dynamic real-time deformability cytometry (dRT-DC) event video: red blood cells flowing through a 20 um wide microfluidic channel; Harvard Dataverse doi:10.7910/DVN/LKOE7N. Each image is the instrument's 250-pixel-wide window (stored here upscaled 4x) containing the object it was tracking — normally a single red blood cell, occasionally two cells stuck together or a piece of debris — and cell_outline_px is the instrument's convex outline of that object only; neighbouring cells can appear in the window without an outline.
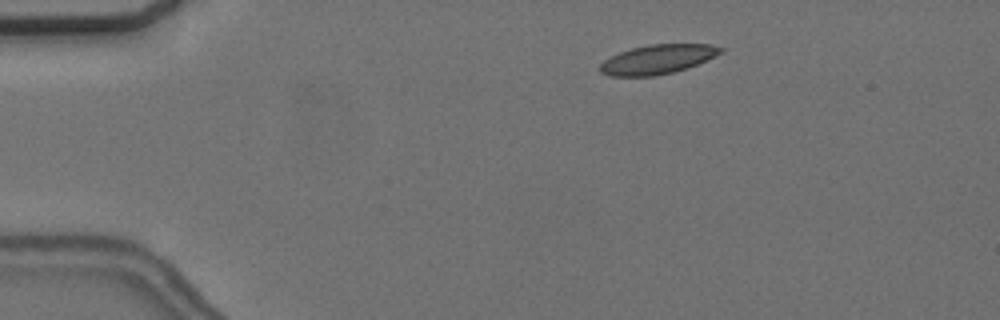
{"species": "common noctule bat (a hibernating species)", "species_latin": "Nyctalus noctula", "temperature_condition": "cold", "stored_images_in_passage": 53, "camera_frame_rate_fps": 3000, "um_per_image_px": 0.085, "animal": {"sex": "female", "body_mass_g": 24.6, "forearm_length_mm": 56.2}, "frame": {"image": 1, "passage_image": 7, "time_ms": 2.0, "image_size_px": [1000, 320], "cell_outline_px": [[724, 52], [696, 64], [672, 72], [652, 76], [608, 76], [600, 72], [596, 68], [604, 60], [620, 52], [632, 48], [648, 44], [712, 44], [724, 48]], "centroid_in_image_um": [55.86, 5.04], "position_along_channel_um": 29.1, "area_um2": 20.52}}
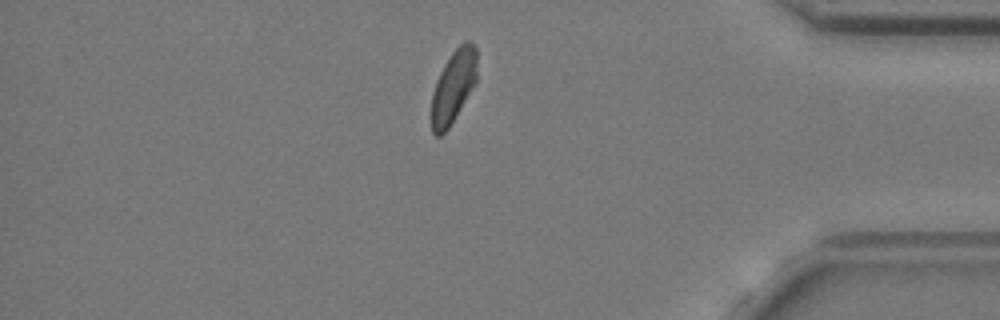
{"frame": {"image": 2, "passage_image": 45, "time_ms": 14.667, "image_size_px": [1000, 320], "cell_outline_px": [[476, 80], [448, 128], [440, 136], [436, 136], [432, 132], [432, 92], [436, 80], [444, 64], [452, 52], [464, 40], [468, 40], [476, 48]], "centroid_in_image_um": [38.51, 7.32], "position_along_channel_um": 396.7, "area_um2": 18.79}}
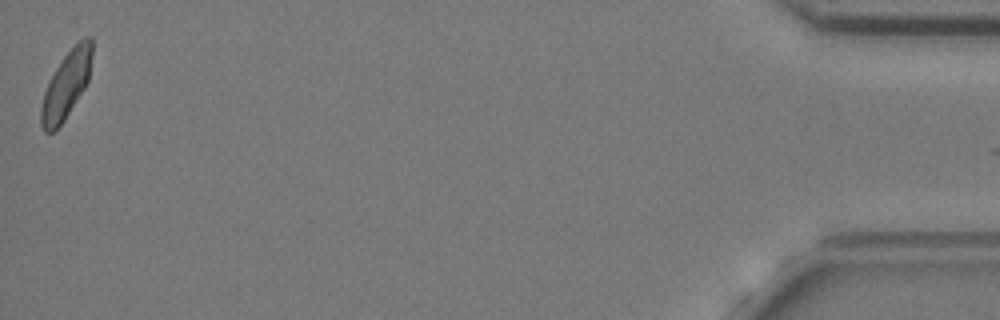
{"frame": {"image": 3, "passage_image": 53, "time_ms": 17.333, "image_size_px": [1000, 320], "cell_outline_px": [[92, 56], [88, 80], [84, 88], [64, 120], [52, 132], [44, 132], [40, 124], [40, 108], [44, 92], [48, 80], [64, 56], [84, 36], [92, 36]], "centroid_in_image_um": [5.61, 7.21], "position_along_channel_um": 429.6, "area_um2": 19.71}, "authors_computed_cell_mechanics": {"area_um2": 20.6924, "velocity_mm_per_s": 3.6466, "shape_relaxation_time_tau1_ms": 10.247, "shape_relaxation_time_tau2_ms": 2.8176, "deformation_change_tau1": 0.1747, "deformation_change_tau2": 0.0707}}